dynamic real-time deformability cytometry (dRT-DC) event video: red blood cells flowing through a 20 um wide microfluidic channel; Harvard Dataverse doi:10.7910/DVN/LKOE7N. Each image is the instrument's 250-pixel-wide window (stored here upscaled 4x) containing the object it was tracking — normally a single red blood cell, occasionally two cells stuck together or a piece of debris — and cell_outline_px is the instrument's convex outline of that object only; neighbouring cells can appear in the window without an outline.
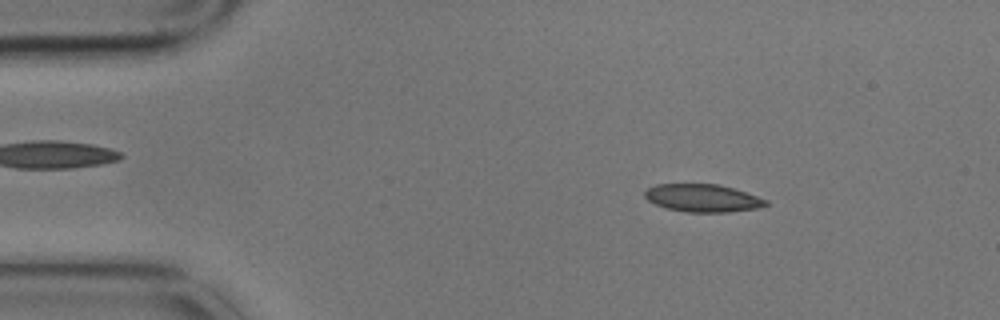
{"species": "common noctule bat (a hibernating species)", "species_latin": "Nyctalus noctula", "temperature_condition": "cold", "stored_images_in_passage": 3, "camera_frame_rate_fps": 3000, "um_per_image_px": 0.085, "animal": {"sex": "male", "body_mass_g": 17.9}, "frame": {"image": 1, "passage_image": 1, "time_ms": 0.0, "image_size_px": [1000, 320], "cell_outline_px": [[768, 204], [756, 208], [728, 212], [688, 212], [668, 208], [656, 204], [648, 200], [644, 196], [644, 192], [648, 188], [656, 184], [716, 184], [732, 188], [768, 200]], "centroid_in_image_um": [59.7, 16.83], "position_along_channel_um": 25.3, "area_um2": 19.25}}